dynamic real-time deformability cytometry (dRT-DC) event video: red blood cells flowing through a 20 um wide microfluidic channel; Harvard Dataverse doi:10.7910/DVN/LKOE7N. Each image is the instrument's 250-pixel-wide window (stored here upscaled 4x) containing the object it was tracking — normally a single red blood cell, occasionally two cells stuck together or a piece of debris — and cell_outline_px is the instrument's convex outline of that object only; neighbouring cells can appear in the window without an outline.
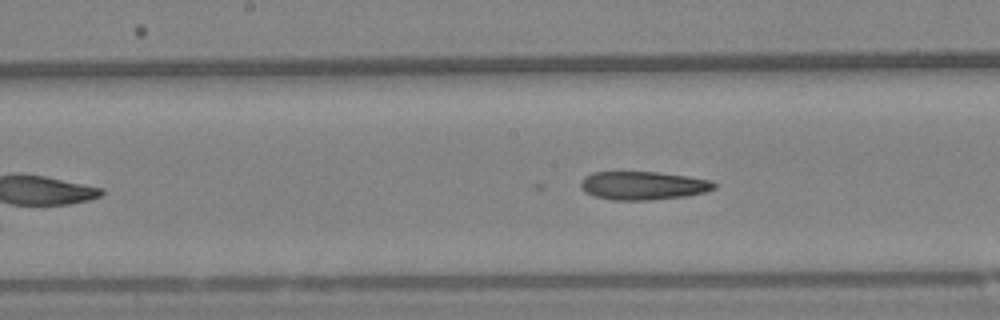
{"species": "Egyptian fruit bat (a non-hibernating species)", "species_latin": "Rousettus aegyptiacus", "temperature_condition": "warm", "stored_images_in_passage": 12, "camera_frame_rate_fps": 3000, "um_per_image_px": 0.085, "animal": {"sex": "female"}, "frame": {"image": 1, "passage_image": 7, "time_ms": 2.0, "image_size_px": [1000, 320], "cell_outline_px": [[716, 188], [704, 192], [684, 196], [648, 200], [612, 200], [592, 196], [584, 192], [580, 188], [580, 184], [584, 176], [592, 172], [660, 172], [712, 180], [716, 184]], "centroid_in_image_um": [54.62, 15.77], "position_along_channel_um": 193.6, "area_um2": 22.2}}
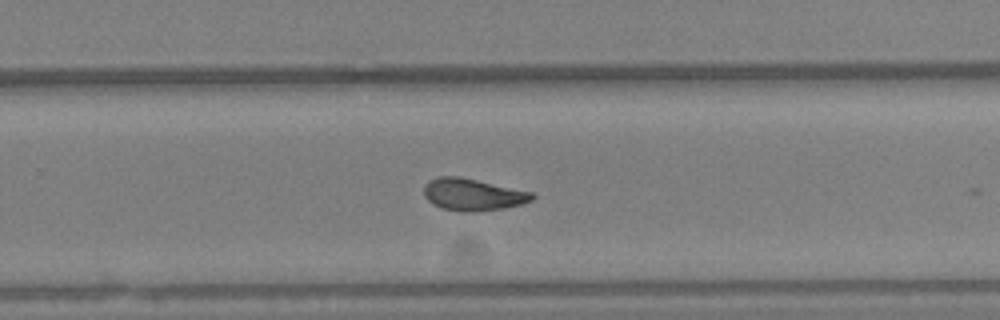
{"frame": {"image": 2, "passage_image": 11, "time_ms": 3.333, "image_size_px": [1000, 320], "cell_outline_px": [[536, 196], [532, 200], [520, 204], [504, 208], [472, 212], [468, 212], [440, 208], [432, 204], [424, 196], [424, 184], [428, 180], [436, 176], [460, 176], [532, 192]], "centroid_in_image_um": [40.14, 16.52], "position_along_channel_um": 289.7, "area_um2": 20.29}}